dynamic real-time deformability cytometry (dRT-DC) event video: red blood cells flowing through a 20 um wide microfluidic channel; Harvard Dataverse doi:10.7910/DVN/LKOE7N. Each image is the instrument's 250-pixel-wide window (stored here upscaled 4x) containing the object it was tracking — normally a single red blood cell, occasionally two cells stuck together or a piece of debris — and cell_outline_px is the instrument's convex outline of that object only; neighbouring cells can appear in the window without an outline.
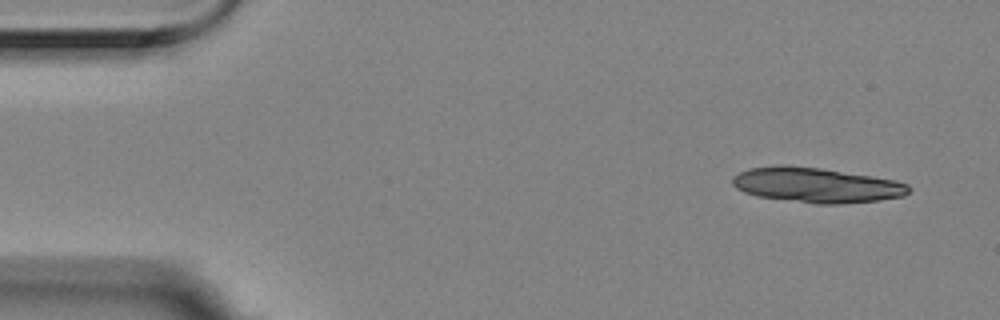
{"species": "Egyptian fruit bat (a non-hibernating species)", "species_latin": "Rousettus aegyptiacus", "temperature_condition": "room temperature", "stored_images_in_passage": 5, "camera_frame_rate_fps": 3000, "um_per_image_px": 0.085, "animal": {"sex": "female"}, "frame": {"image": 1, "passage_image": 1, "time_ms": 0.0, "image_size_px": [1000, 320], "cell_outline_px": [[912, 188], [904, 196], [880, 200], [840, 204], [812, 204], [756, 196], [744, 192], [736, 188], [732, 184], [732, 176], [748, 168], [776, 164], [784, 164], [820, 168], [872, 176], [896, 180], [908, 184]], "centroid_in_image_um": [69.37, 15.73], "position_along_channel_um": 15.6, "area_um2": 36.41}}